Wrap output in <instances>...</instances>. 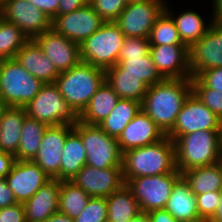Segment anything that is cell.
<instances>
[{
  "mask_svg": "<svg viewBox=\"0 0 222 222\" xmlns=\"http://www.w3.org/2000/svg\"><path fill=\"white\" fill-rule=\"evenodd\" d=\"M191 93V78L163 79L148 87L141 109L167 135L173 129L177 116Z\"/></svg>",
  "mask_w": 222,
  "mask_h": 222,
  "instance_id": "obj_1",
  "label": "cell"
},
{
  "mask_svg": "<svg viewBox=\"0 0 222 222\" xmlns=\"http://www.w3.org/2000/svg\"><path fill=\"white\" fill-rule=\"evenodd\" d=\"M175 142L167 135L156 143L122 153V175L125 184L135 177L175 172Z\"/></svg>",
  "mask_w": 222,
  "mask_h": 222,
  "instance_id": "obj_2",
  "label": "cell"
},
{
  "mask_svg": "<svg viewBox=\"0 0 222 222\" xmlns=\"http://www.w3.org/2000/svg\"><path fill=\"white\" fill-rule=\"evenodd\" d=\"M104 81L105 70L80 62L61 72L54 84L64 100L80 115Z\"/></svg>",
  "mask_w": 222,
  "mask_h": 222,
  "instance_id": "obj_3",
  "label": "cell"
},
{
  "mask_svg": "<svg viewBox=\"0 0 222 222\" xmlns=\"http://www.w3.org/2000/svg\"><path fill=\"white\" fill-rule=\"evenodd\" d=\"M176 169L186 170L212 165L222 160L219 131L201 130L175 141Z\"/></svg>",
  "mask_w": 222,
  "mask_h": 222,
  "instance_id": "obj_4",
  "label": "cell"
},
{
  "mask_svg": "<svg viewBox=\"0 0 222 222\" xmlns=\"http://www.w3.org/2000/svg\"><path fill=\"white\" fill-rule=\"evenodd\" d=\"M124 40L125 36L115 22H105L80 44L81 62L106 71L117 64Z\"/></svg>",
  "mask_w": 222,
  "mask_h": 222,
  "instance_id": "obj_5",
  "label": "cell"
},
{
  "mask_svg": "<svg viewBox=\"0 0 222 222\" xmlns=\"http://www.w3.org/2000/svg\"><path fill=\"white\" fill-rule=\"evenodd\" d=\"M44 83L26 71L15 58L0 60V96L7 106L25 107Z\"/></svg>",
  "mask_w": 222,
  "mask_h": 222,
  "instance_id": "obj_6",
  "label": "cell"
},
{
  "mask_svg": "<svg viewBox=\"0 0 222 222\" xmlns=\"http://www.w3.org/2000/svg\"><path fill=\"white\" fill-rule=\"evenodd\" d=\"M73 129L81 136L86 149V165L106 169L122 167V152L116 138L105 133L98 125L78 121Z\"/></svg>",
  "mask_w": 222,
  "mask_h": 222,
  "instance_id": "obj_7",
  "label": "cell"
},
{
  "mask_svg": "<svg viewBox=\"0 0 222 222\" xmlns=\"http://www.w3.org/2000/svg\"><path fill=\"white\" fill-rule=\"evenodd\" d=\"M24 108L28 117L47 126L75 125L79 121V115L64 100L54 83L44 84L40 92Z\"/></svg>",
  "mask_w": 222,
  "mask_h": 222,
  "instance_id": "obj_8",
  "label": "cell"
},
{
  "mask_svg": "<svg viewBox=\"0 0 222 222\" xmlns=\"http://www.w3.org/2000/svg\"><path fill=\"white\" fill-rule=\"evenodd\" d=\"M181 176L176 170L168 174L131 178L126 185L132 190L141 212L165 208L174 183Z\"/></svg>",
  "mask_w": 222,
  "mask_h": 222,
  "instance_id": "obj_9",
  "label": "cell"
},
{
  "mask_svg": "<svg viewBox=\"0 0 222 222\" xmlns=\"http://www.w3.org/2000/svg\"><path fill=\"white\" fill-rule=\"evenodd\" d=\"M166 0L127 3L115 23L125 37L148 39L157 18L165 10Z\"/></svg>",
  "mask_w": 222,
  "mask_h": 222,
  "instance_id": "obj_10",
  "label": "cell"
},
{
  "mask_svg": "<svg viewBox=\"0 0 222 222\" xmlns=\"http://www.w3.org/2000/svg\"><path fill=\"white\" fill-rule=\"evenodd\" d=\"M190 74L197 77L202 71L222 67V19H212L207 33L188 47Z\"/></svg>",
  "mask_w": 222,
  "mask_h": 222,
  "instance_id": "obj_11",
  "label": "cell"
},
{
  "mask_svg": "<svg viewBox=\"0 0 222 222\" xmlns=\"http://www.w3.org/2000/svg\"><path fill=\"white\" fill-rule=\"evenodd\" d=\"M0 16L14 23L29 39L52 29V20L28 0H4Z\"/></svg>",
  "mask_w": 222,
  "mask_h": 222,
  "instance_id": "obj_12",
  "label": "cell"
},
{
  "mask_svg": "<svg viewBox=\"0 0 222 222\" xmlns=\"http://www.w3.org/2000/svg\"><path fill=\"white\" fill-rule=\"evenodd\" d=\"M201 130L220 131V119L192 92L167 136L175 142L182 135Z\"/></svg>",
  "mask_w": 222,
  "mask_h": 222,
  "instance_id": "obj_13",
  "label": "cell"
},
{
  "mask_svg": "<svg viewBox=\"0 0 222 222\" xmlns=\"http://www.w3.org/2000/svg\"><path fill=\"white\" fill-rule=\"evenodd\" d=\"M105 21L93 10L90 4L70 13L57 15L52 20V29L67 39L80 45Z\"/></svg>",
  "mask_w": 222,
  "mask_h": 222,
  "instance_id": "obj_14",
  "label": "cell"
},
{
  "mask_svg": "<svg viewBox=\"0 0 222 222\" xmlns=\"http://www.w3.org/2000/svg\"><path fill=\"white\" fill-rule=\"evenodd\" d=\"M73 125L48 126L41 139L40 149L32 159L48 176L60 181V164L67 135Z\"/></svg>",
  "mask_w": 222,
  "mask_h": 222,
  "instance_id": "obj_15",
  "label": "cell"
},
{
  "mask_svg": "<svg viewBox=\"0 0 222 222\" xmlns=\"http://www.w3.org/2000/svg\"><path fill=\"white\" fill-rule=\"evenodd\" d=\"M5 179L17 202L24 203L52 178L32 160H16Z\"/></svg>",
  "mask_w": 222,
  "mask_h": 222,
  "instance_id": "obj_16",
  "label": "cell"
},
{
  "mask_svg": "<svg viewBox=\"0 0 222 222\" xmlns=\"http://www.w3.org/2000/svg\"><path fill=\"white\" fill-rule=\"evenodd\" d=\"M71 181L91 197H108L125 184L122 167L99 169L90 165H84Z\"/></svg>",
  "mask_w": 222,
  "mask_h": 222,
  "instance_id": "obj_17",
  "label": "cell"
},
{
  "mask_svg": "<svg viewBox=\"0 0 222 222\" xmlns=\"http://www.w3.org/2000/svg\"><path fill=\"white\" fill-rule=\"evenodd\" d=\"M34 40L59 73L67 71L81 62L80 45L57 34L53 29L36 36Z\"/></svg>",
  "mask_w": 222,
  "mask_h": 222,
  "instance_id": "obj_18",
  "label": "cell"
},
{
  "mask_svg": "<svg viewBox=\"0 0 222 222\" xmlns=\"http://www.w3.org/2000/svg\"><path fill=\"white\" fill-rule=\"evenodd\" d=\"M150 54L164 79L192 78L186 45H150Z\"/></svg>",
  "mask_w": 222,
  "mask_h": 222,
  "instance_id": "obj_19",
  "label": "cell"
},
{
  "mask_svg": "<svg viewBox=\"0 0 222 222\" xmlns=\"http://www.w3.org/2000/svg\"><path fill=\"white\" fill-rule=\"evenodd\" d=\"M166 135L157 124L141 110L123 129L117 141L121 152L158 142Z\"/></svg>",
  "mask_w": 222,
  "mask_h": 222,
  "instance_id": "obj_20",
  "label": "cell"
},
{
  "mask_svg": "<svg viewBox=\"0 0 222 222\" xmlns=\"http://www.w3.org/2000/svg\"><path fill=\"white\" fill-rule=\"evenodd\" d=\"M14 58L26 71L44 84L54 83L60 74L34 39H29Z\"/></svg>",
  "mask_w": 222,
  "mask_h": 222,
  "instance_id": "obj_21",
  "label": "cell"
},
{
  "mask_svg": "<svg viewBox=\"0 0 222 222\" xmlns=\"http://www.w3.org/2000/svg\"><path fill=\"white\" fill-rule=\"evenodd\" d=\"M60 181L51 179L23 203L26 222H44L58 211Z\"/></svg>",
  "mask_w": 222,
  "mask_h": 222,
  "instance_id": "obj_22",
  "label": "cell"
},
{
  "mask_svg": "<svg viewBox=\"0 0 222 222\" xmlns=\"http://www.w3.org/2000/svg\"><path fill=\"white\" fill-rule=\"evenodd\" d=\"M165 209L179 222L203 221L199 217L196 195L182 175L174 183Z\"/></svg>",
  "mask_w": 222,
  "mask_h": 222,
  "instance_id": "obj_23",
  "label": "cell"
},
{
  "mask_svg": "<svg viewBox=\"0 0 222 222\" xmlns=\"http://www.w3.org/2000/svg\"><path fill=\"white\" fill-rule=\"evenodd\" d=\"M27 116L24 107L8 106L0 118V151L16 155L20 144L23 121Z\"/></svg>",
  "mask_w": 222,
  "mask_h": 222,
  "instance_id": "obj_24",
  "label": "cell"
},
{
  "mask_svg": "<svg viewBox=\"0 0 222 222\" xmlns=\"http://www.w3.org/2000/svg\"><path fill=\"white\" fill-rule=\"evenodd\" d=\"M119 99L105 80L79 115V121L89 125H99L109 116Z\"/></svg>",
  "mask_w": 222,
  "mask_h": 222,
  "instance_id": "obj_25",
  "label": "cell"
},
{
  "mask_svg": "<svg viewBox=\"0 0 222 222\" xmlns=\"http://www.w3.org/2000/svg\"><path fill=\"white\" fill-rule=\"evenodd\" d=\"M86 165V149L81 136L73 129L65 141L60 164V181H71Z\"/></svg>",
  "mask_w": 222,
  "mask_h": 222,
  "instance_id": "obj_26",
  "label": "cell"
},
{
  "mask_svg": "<svg viewBox=\"0 0 222 222\" xmlns=\"http://www.w3.org/2000/svg\"><path fill=\"white\" fill-rule=\"evenodd\" d=\"M106 199L107 222H129L142 213L132 190L126 184Z\"/></svg>",
  "mask_w": 222,
  "mask_h": 222,
  "instance_id": "obj_27",
  "label": "cell"
},
{
  "mask_svg": "<svg viewBox=\"0 0 222 222\" xmlns=\"http://www.w3.org/2000/svg\"><path fill=\"white\" fill-rule=\"evenodd\" d=\"M195 194L222 191V162L195 167L181 173Z\"/></svg>",
  "mask_w": 222,
  "mask_h": 222,
  "instance_id": "obj_28",
  "label": "cell"
},
{
  "mask_svg": "<svg viewBox=\"0 0 222 222\" xmlns=\"http://www.w3.org/2000/svg\"><path fill=\"white\" fill-rule=\"evenodd\" d=\"M167 4L165 5V11L172 17L180 39L187 47L192 43L198 42L210 29L213 16H211L210 22L205 25L201 15L194 12V10L182 11L180 15L174 16Z\"/></svg>",
  "mask_w": 222,
  "mask_h": 222,
  "instance_id": "obj_29",
  "label": "cell"
},
{
  "mask_svg": "<svg viewBox=\"0 0 222 222\" xmlns=\"http://www.w3.org/2000/svg\"><path fill=\"white\" fill-rule=\"evenodd\" d=\"M105 80L119 98L134 100L142 104L148 86L133 74H122L113 66L105 71Z\"/></svg>",
  "mask_w": 222,
  "mask_h": 222,
  "instance_id": "obj_30",
  "label": "cell"
},
{
  "mask_svg": "<svg viewBox=\"0 0 222 222\" xmlns=\"http://www.w3.org/2000/svg\"><path fill=\"white\" fill-rule=\"evenodd\" d=\"M141 110L140 102L120 98L109 116L98 126L111 137L118 139L123 129Z\"/></svg>",
  "mask_w": 222,
  "mask_h": 222,
  "instance_id": "obj_31",
  "label": "cell"
},
{
  "mask_svg": "<svg viewBox=\"0 0 222 222\" xmlns=\"http://www.w3.org/2000/svg\"><path fill=\"white\" fill-rule=\"evenodd\" d=\"M115 66L122 74L137 76L148 87L164 79L157 71L150 53L145 57H119Z\"/></svg>",
  "mask_w": 222,
  "mask_h": 222,
  "instance_id": "obj_32",
  "label": "cell"
},
{
  "mask_svg": "<svg viewBox=\"0 0 222 222\" xmlns=\"http://www.w3.org/2000/svg\"><path fill=\"white\" fill-rule=\"evenodd\" d=\"M48 126L26 116L21 130L20 144L15 155L16 160H32L40 149L41 139Z\"/></svg>",
  "mask_w": 222,
  "mask_h": 222,
  "instance_id": "obj_33",
  "label": "cell"
},
{
  "mask_svg": "<svg viewBox=\"0 0 222 222\" xmlns=\"http://www.w3.org/2000/svg\"><path fill=\"white\" fill-rule=\"evenodd\" d=\"M90 198L91 196L74 182L60 181L58 211L75 219L87 206Z\"/></svg>",
  "mask_w": 222,
  "mask_h": 222,
  "instance_id": "obj_34",
  "label": "cell"
},
{
  "mask_svg": "<svg viewBox=\"0 0 222 222\" xmlns=\"http://www.w3.org/2000/svg\"><path fill=\"white\" fill-rule=\"evenodd\" d=\"M28 40L19 27L0 16V60L14 58Z\"/></svg>",
  "mask_w": 222,
  "mask_h": 222,
  "instance_id": "obj_35",
  "label": "cell"
},
{
  "mask_svg": "<svg viewBox=\"0 0 222 222\" xmlns=\"http://www.w3.org/2000/svg\"><path fill=\"white\" fill-rule=\"evenodd\" d=\"M148 41L150 45L183 44L172 17L165 10L154 23Z\"/></svg>",
  "mask_w": 222,
  "mask_h": 222,
  "instance_id": "obj_36",
  "label": "cell"
},
{
  "mask_svg": "<svg viewBox=\"0 0 222 222\" xmlns=\"http://www.w3.org/2000/svg\"><path fill=\"white\" fill-rule=\"evenodd\" d=\"M192 92L220 120L222 119V93L206 87L197 77L191 78Z\"/></svg>",
  "mask_w": 222,
  "mask_h": 222,
  "instance_id": "obj_37",
  "label": "cell"
},
{
  "mask_svg": "<svg viewBox=\"0 0 222 222\" xmlns=\"http://www.w3.org/2000/svg\"><path fill=\"white\" fill-rule=\"evenodd\" d=\"M74 222H107L106 197H91Z\"/></svg>",
  "mask_w": 222,
  "mask_h": 222,
  "instance_id": "obj_38",
  "label": "cell"
},
{
  "mask_svg": "<svg viewBox=\"0 0 222 222\" xmlns=\"http://www.w3.org/2000/svg\"><path fill=\"white\" fill-rule=\"evenodd\" d=\"M90 5L105 22H115L127 6V2L126 0H90Z\"/></svg>",
  "mask_w": 222,
  "mask_h": 222,
  "instance_id": "obj_39",
  "label": "cell"
},
{
  "mask_svg": "<svg viewBox=\"0 0 222 222\" xmlns=\"http://www.w3.org/2000/svg\"><path fill=\"white\" fill-rule=\"evenodd\" d=\"M221 198V191L206 192L196 195L199 217L208 222L216 213Z\"/></svg>",
  "mask_w": 222,
  "mask_h": 222,
  "instance_id": "obj_40",
  "label": "cell"
},
{
  "mask_svg": "<svg viewBox=\"0 0 222 222\" xmlns=\"http://www.w3.org/2000/svg\"><path fill=\"white\" fill-rule=\"evenodd\" d=\"M150 53L148 39L125 37L119 57H145Z\"/></svg>",
  "mask_w": 222,
  "mask_h": 222,
  "instance_id": "obj_41",
  "label": "cell"
},
{
  "mask_svg": "<svg viewBox=\"0 0 222 222\" xmlns=\"http://www.w3.org/2000/svg\"><path fill=\"white\" fill-rule=\"evenodd\" d=\"M197 78L206 86L222 93V67L202 71Z\"/></svg>",
  "mask_w": 222,
  "mask_h": 222,
  "instance_id": "obj_42",
  "label": "cell"
},
{
  "mask_svg": "<svg viewBox=\"0 0 222 222\" xmlns=\"http://www.w3.org/2000/svg\"><path fill=\"white\" fill-rule=\"evenodd\" d=\"M0 222H26L23 203L0 209Z\"/></svg>",
  "mask_w": 222,
  "mask_h": 222,
  "instance_id": "obj_43",
  "label": "cell"
},
{
  "mask_svg": "<svg viewBox=\"0 0 222 222\" xmlns=\"http://www.w3.org/2000/svg\"><path fill=\"white\" fill-rule=\"evenodd\" d=\"M36 8L44 12L51 20L58 15L60 0H28Z\"/></svg>",
  "mask_w": 222,
  "mask_h": 222,
  "instance_id": "obj_44",
  "label": "cell"
},
{
  "mask_svg": "<svg viewBox=\"0 0 222 222\" xmlns=\"http://www.w3.org/2000/svg\"><path fill=\"white\" fill-rule=\"evenodd\" d=\"M18 203L13 191L8 187L5 177H0V209Z\"/></svg>",
  "mask_w": 222,
  "mask_h": 222,
  "instance_id": "obj_45",
  "label": "cell"
},
{
  "mask_svg": "<svg viewBox=\"0 0 222 222\" xmlns=\"http://www.w3.org/2000/svg\"><path fill=\"white\" fill-rule=\"evenodd\" d=\"M90 4V0H60L58 6V15L70 13L79 8Z\"/></svg>",
  "mask_w": 222,
  "mask_h": 222,
  "instance_id": "obj_46",
  "label": "cell"
},
{
  "mask_svg": "<svg viewBox=\"0 0 222 222\" xmlns=\"http://www.w3.org/2000/svg\"><path fill=\"white\" fill-rule=\"evenodd\" d=\"M150 222H179L165 208L147 213Z\"/></svg>",
  "mask_w": 222,
  "mask_h": 222,
  "instance_id": "obj_47",
  "label": "cell"
},
{
  "mask_svg": "<svg viewBox=\"0 0 222 222\" xmlns=\"http://www.w3.org/2000/svg\"><path fill=\"white\" fill-rule=\"evenodd\" d=\"M15 156L0 151V177H6L15 163Z\"/></svg>",
  "mask_w": 222,
  "mask_h": 222,
  "instance_id": "obj_48",
  "label": "cell"
},
{
  "mask_svg": "<svg viewBox=\"0 0 222 222\" xmlns=\"http://www.w3.org/2000/svg\"><path fill=\"white\" fill-rule=\"evenodd\" d=\"M44 222H74V219L62 212L57 211L48 217Z\"/></svg>",
  "mask_w": 222,
  "mask_h": 222,
  "instance_id": "obj_49",
  "label": "cell"
},
{
  "mask_svg": "<svg viewBox=\"0 0 222 222\" xmlns=\"http://www.w3.org/2000/svg\"><path fill=\"white\" fill-rule=\"evenodd\" d=\"M211 3L213 4V19H222V0H212Z\"/></svg>",
  "mask_w": 222,
  "mask_h": 222,
  "instance_id": "obj_50",
  "label": "cell"
},
{
  "mask_svg": "<svg viewBox=\"0 0 222 222\" xmlns=\"http://www.w3.org/2000/svg\"><path fill=\"white\" fill-rule=\"evenodd\" d=\"M208 222H222V191L217 211L215 215Z\"/></svg>",
  "mask_w": 222,
  "mask_h": 222,
  "instance_id": "obj_51",
  "label": "cell"
},
{
  "mask_svg": "<svg viewBox=\"0 0 222 222\" xmlns=\"http://www.w3.org/2000/svg\"><path fill=\"white\" fill-rule=\"evenodd\" d=\"M129 222H150L147 213L142 212L137 217L132 218Z\"/></svg>",
  "mask_w": 222,
  "mask_h": 222,
  "instance_id": "obj_52",
  "label": "cell"
},
{
  "mask_svg": "<svg viewBox=\"0 0 222 222\" xmlns=\"http://www.w3.org/2000/svg\"><path fill=\"white\" fill-rule=\"evenodd\" d=\"M7 107L8 106L5 104L4 99L0 96V118Z\"/></svg>",
  "mask_w": 222,
  "mask_h": 222,
  "instance_id": "obj_53",
  "label": "cell"
},
{
  "mask_svg": "<svg viewBox=\"0 0 222 222\" xmlns=\"http://www.w3.org/2000/svg\"><path fill=\"white\" fill-rule=\"evenodd\" d=\"M219 137H220V147H221V149H222V119L220 120Z\"/></svg>",
  "mask_w": 222,
  "mask_h": 222,
  "instance_id": "obj_54",
  "label": "cell"
},
{
  "mask_svg": "<svg viewBox=\"0 0 222 222\" xmlns=\"http://www.w3.org/2000/svg\"><path fill=\"white\" fill-rule=\"evenodd\" d=\"M140 1H145V0H126L127 3L140 2Z\"/></svg>",
  "mask_w": 222,
  "mask_h": 222,
  "instance_id": "obj_55",
  "label": "cell"
}]
</instances>
